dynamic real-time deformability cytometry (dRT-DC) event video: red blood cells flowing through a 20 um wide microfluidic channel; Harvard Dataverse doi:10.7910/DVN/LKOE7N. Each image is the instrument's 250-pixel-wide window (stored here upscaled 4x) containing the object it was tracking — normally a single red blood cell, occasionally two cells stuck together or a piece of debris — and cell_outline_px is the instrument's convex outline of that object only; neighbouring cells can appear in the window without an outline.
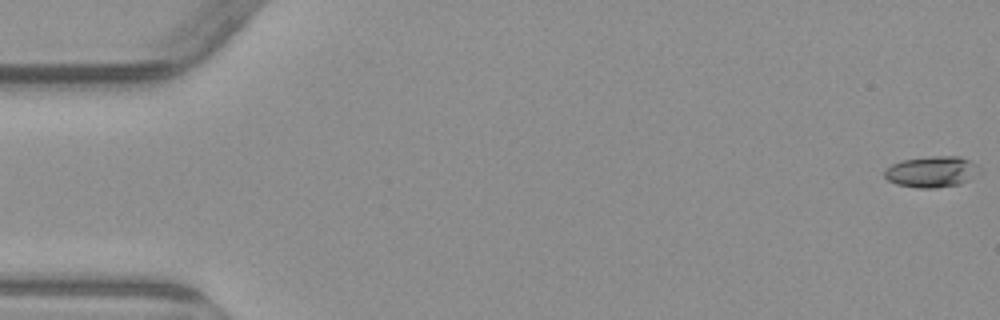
{"species": "common noctule bat (a hibernating species)", "species_latin": "Nyctalus noctula", "temperature_condition": "warm", "stored_images_in_passage": 4, "camera_frame_rate_fps": 3000, "um_per_image_px": 0.085, "animal": {"sex": "male", "body_mass_g": 23.1, "forearm_length_mm": 52.7}, "frame": {"image": 1, "passage_image": 1, "time_ms": 0.0, "image_size_px": [1000, 320], "cell_outline_px": [[984, 172], [960, 184], [932, 188], [916, 188], [896, 184], [888, 180], [884, 176], [884, 172], [892, 164], [900, 160], [932, 156], [960, 156], [976, 164]], "centroid_in_image_um": [79.23, 14.6], "position_along_channel_um": 5.8, "area_um2": 17.4}}
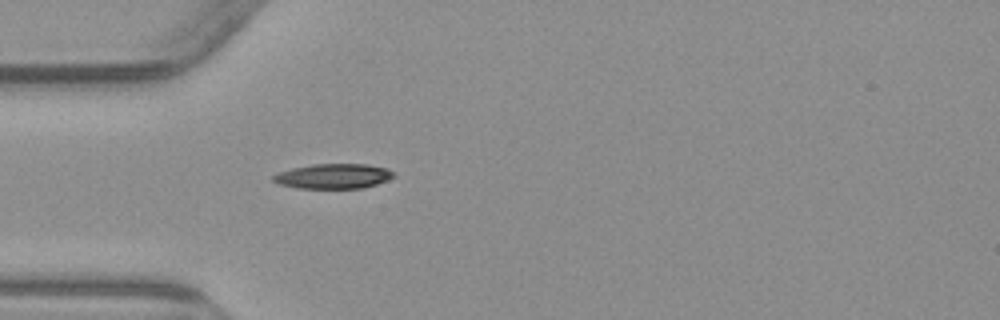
{"frame": {"image": 2, "passage_image": 4, "time_ms": 5.333, "image_size_px": [1000, 320], "cell_outline_px": [[396, 176], [388, 180], [364, 188], [300, 188], [280, 184], [272, 180], [272, 176], [280, 172], [292, 168], [312, 164], [368, 164], [388, 168], [396, 172]], "centroid_in_image_um": [28.41, 14.97], "position_along_channel_um": 56.6, "area_um2": 17.57}}